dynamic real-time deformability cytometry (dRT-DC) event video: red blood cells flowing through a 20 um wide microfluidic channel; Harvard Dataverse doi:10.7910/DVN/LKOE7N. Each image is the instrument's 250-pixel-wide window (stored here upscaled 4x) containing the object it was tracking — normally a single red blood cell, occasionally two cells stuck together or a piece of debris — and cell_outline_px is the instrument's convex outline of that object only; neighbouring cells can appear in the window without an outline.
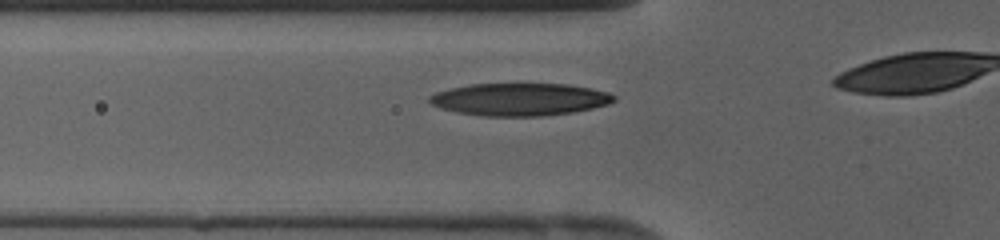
{"species": "human", "species_latin": "Homo sapiens", "temperature_condition": "cold", "stored_images_in_passage": 11, "camera_frame_rate_fps": 3000, "um_per_image_px": 0.085, "donor": {"sex": "female"}, "frame": {"image": 1, "passage_image": 7, "time_ms": 2.0, "image_size_px": [1000, 240], "cell_outline_px": [[616, 100], [608, 104], [592, 108], [572, 112], [540, 116], [484, 116], [456, 112], [440, 108], [432, 104], [428, 100], [428, 96], [436, 92], [448, 88], [472, 84], [568, 84], [608, 92], [616, 96]], "centroid_in_image_um": [44.15, 8.44], "position_along_channel_um": 81.7, "area_um2": 34.91}}
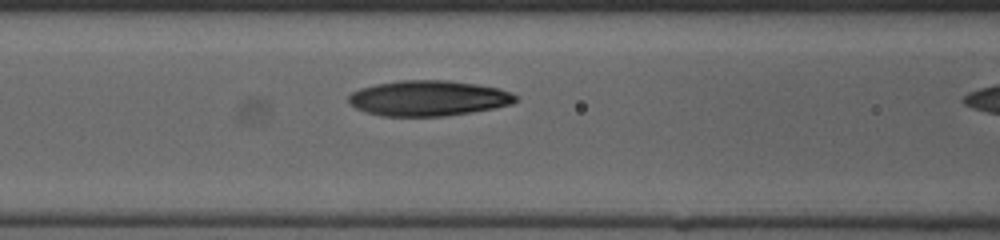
{"frame": {"image": 2, "passage_image": 10, "time_ms": 3.0, "image_size_px": [1000, 240], "cell_outline_px": [[516, 100], [512, 104], [496, 108], [472, 112], [444, 116], [380, 116], [356, 108], [348, 100], [348, 96], [352, 92], [360, 88], [376, 84], [400, 80], [444, 80], [476, 84], [500, 88], [512, 92], [516, 96]], "centroid_in_image_um": [36.43, 8.35], "position_along_channel_um": 130.2, "area_um2": 34.51}}